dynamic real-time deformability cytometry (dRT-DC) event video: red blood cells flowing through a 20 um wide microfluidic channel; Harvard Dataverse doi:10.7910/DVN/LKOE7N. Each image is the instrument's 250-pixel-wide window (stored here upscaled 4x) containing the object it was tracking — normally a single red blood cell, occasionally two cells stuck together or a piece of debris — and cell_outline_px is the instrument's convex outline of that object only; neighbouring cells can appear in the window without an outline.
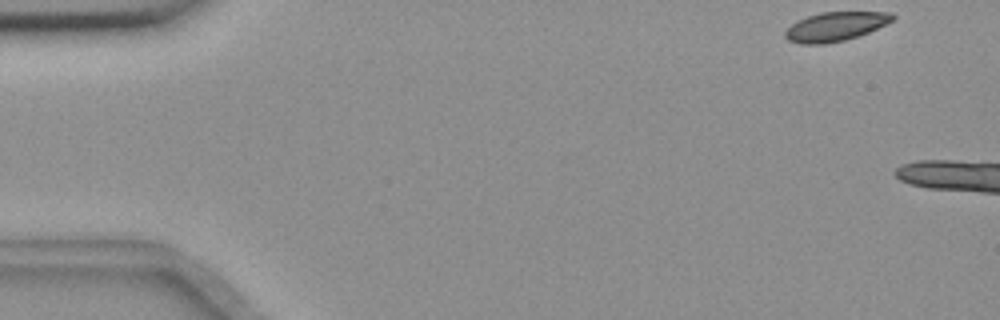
{"species": "common noctule bat (a hibernating species)", "species_latin": "Nyctalus noctula", "temperature_condition": "room temperature", "stored_images_in_passage": 5, "camera_frame_rate_fps": 3000, "um_per_image_px": 0.085, "animal": {"sex": "female", "body_mass_g": 18.4}, "frame": {"image": 1, "passage_image": 1, "time_ms": 0.0, "image_size_px": [1000, 320], "cell_outline_px": [[896, 16], [892, 20], [868, 32], [844, 40], [824, 44], [800, 44], [788, 40], [784, 36], [784, 32], [796, 20], [820, 12], [892, 12]], "centroid_in_image_um": [70.96, 2.25], "position_along_channel_um": 14.0, "area_um2": 18.03}}